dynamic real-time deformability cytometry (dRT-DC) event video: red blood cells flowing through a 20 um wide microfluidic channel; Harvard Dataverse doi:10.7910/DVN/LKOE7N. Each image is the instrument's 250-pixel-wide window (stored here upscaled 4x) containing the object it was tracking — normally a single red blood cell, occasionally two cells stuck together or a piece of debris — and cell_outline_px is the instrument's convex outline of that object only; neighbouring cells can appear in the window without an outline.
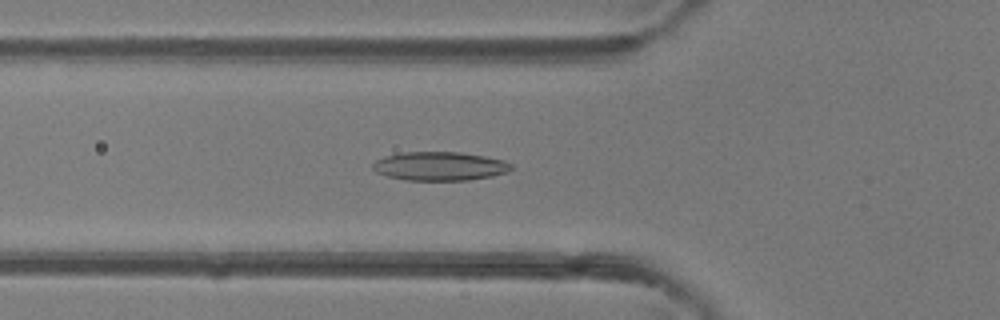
{"species": "common noctule bat (a hibernating species)", "species_latin": "Nyctalus noctula", "temperature_condition": "room temperature", "stored_images_in_passage": 48, "camera_frame_rate_fps": 3000, "um_per_image_px": 0.085, "animal": {"sex": "female"}, "frame": {"image": 1, "passage_image": 17, "time_ms": 5.333, "image_size_px": [1000, 320], "cell_outline_px": [[512, 168], [508, 172], [492, 176], [468, 180], [404, 180], [388, 176], [376, 172], [372, 168], [372, 164], [376, 160], [384, 156], [400, 152], [460, 152], [484, 156], [504, 160], [512, 164]], "centroid_in_image_um": [37.37, 14.12], "position_along_channel_um": 88.4, "area_um2": 23.29}}
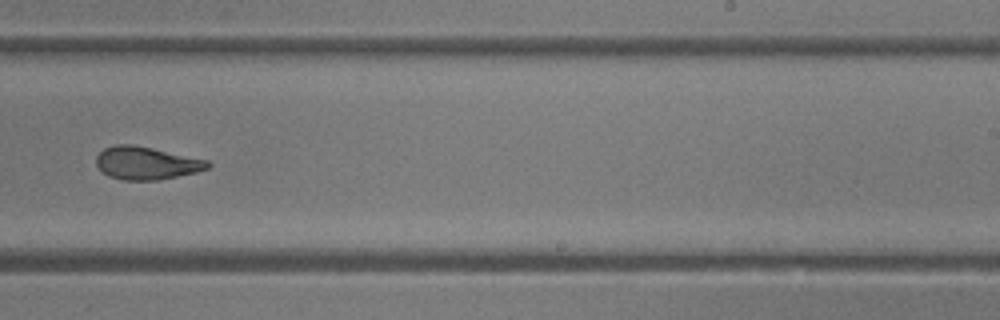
{"frame": {"image": 2, "passage_image": 30, "time_ms": 9.667, "image_size_px": [1000, 320], "cell_outline_px": [[212, 164], [208, 168], [196, 172], [156, 180], [124, 180], [108, 176], [96, 164], [96, 156], [104, 148], [116, 144], [132, 144], [152, 148], [208, 160]], "centroid_in_image_um": [12.43, 13.85], "position_along_channel_um": 276.6, "area_um2": 21.15}}
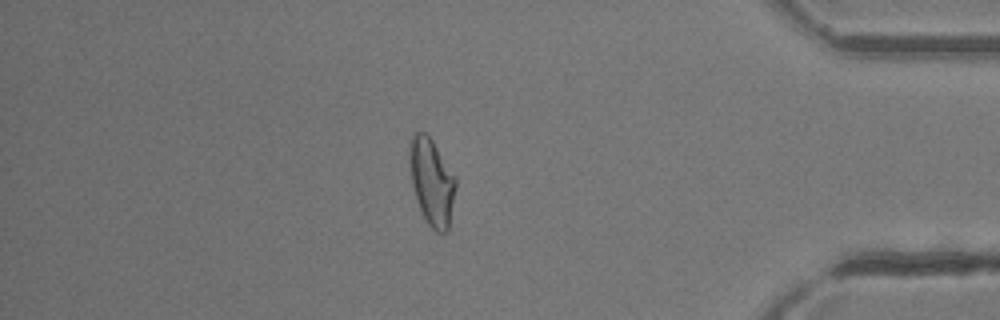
{"frame": {"image": 3, "passage_image": 41, "time_ms": 13.333, "image_size_px": [1000, 320], "cell_outline_px": [[456, 184], [448, 232], [436, 232], [428, 224], [416, 200], [412, 184], [412, 132], [424, 132], [432, 140], [456, 176]], "centroid_in_image_um": [36.75, 15.5], "position_along_channel_um": 398.4, "area_um2": 22.54}, "authors_computed_cell_mechanics": {"area_um2": 23.1489, "velocity_mm_per_s": 4.3236, "shape_relaxation_time_tau1_ms": null, "shape_relaxation_time_tau2_ms": 2.799, "deformation_change_tau1": null, "deformation_change_tau2": 0.1066}}